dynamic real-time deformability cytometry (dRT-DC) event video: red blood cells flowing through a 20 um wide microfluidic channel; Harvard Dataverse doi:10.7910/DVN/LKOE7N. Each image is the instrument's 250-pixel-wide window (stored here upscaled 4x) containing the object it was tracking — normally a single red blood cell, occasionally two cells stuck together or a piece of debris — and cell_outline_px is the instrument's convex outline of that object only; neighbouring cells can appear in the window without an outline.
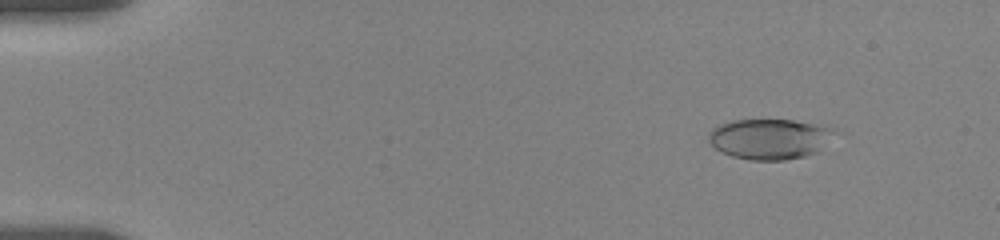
{"species": "human", "species_latin": "Homo sapiens", "temperature_condition": "room temperature", "stored_images_in_passage": 56, "camera_frame_rate_fps": 3000, "um_per_image_px": 0.085, "donor": {"sex": "female"}, "frame": {"image": 1, "passage_image": 7, "time_ms": 2.0, "image_size_px": [1000, 240], "cell_outline_px": [[836, 128], [816, 152], [804, 156], [784, 160], [748, 160], [732, 156], [716, 148], [708, 140], [708, 132], [712, 128], [720, 124], [732, 120], [792, 120], [828, 124]], "centroid_in_image_um": [65.4, 11.78], "position_along_channel_um": 19.6, "area_um2": 29.54}}
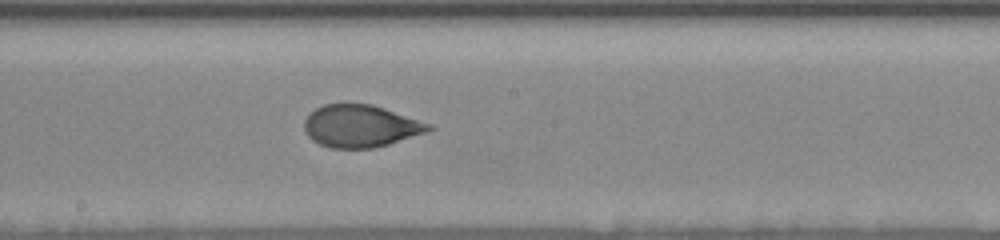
{"frame": {"image": 2, "passage_image": 32, "time_ms": 10.333, "image_size_px": [1000, 240], "cell_outline_px": [[436, 128], [376, 148], [332, 148], [320, 144], [312, 140], [304, 132], [304, 120], [316, 108], [324, 104], [372, 104], [432, 124]], "centroid_in_image_um": [30.63, 10.72], "position_along_channel_um": 217.6, "area_um2": 30.46}}
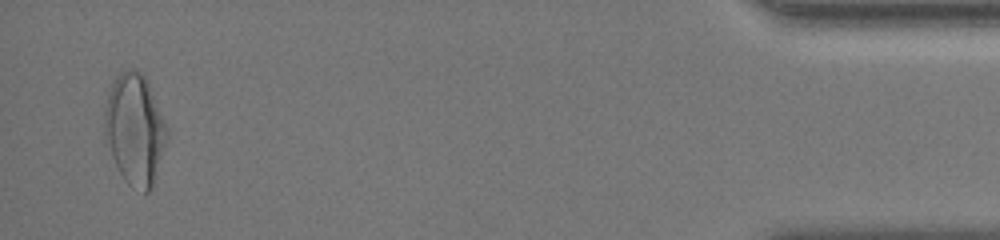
{"frame": {"image": 3, "passage_image": 55, "time_ms": 18.0, "image_size_px": [1000, 240], "cell_outline_px": [[168, 140], [152, 188], [148, 192], [144, 192], [128, 184], [124, 180], [112, 156], [104, 136], [104, 108], [108, 92], [116, 76], [120, 72], [128, 68], [136, 68], [148, 80], [168, 128]], "centroid_in_image_um": [11.47, 10.96], "position_along_channel_um": 423.7, "area_um2": 40.69}, "authors_computed_cell_mechanics": {"area_um2": 30.8074, "velocity_mm_per_s": 3.6334, "shape_relaxation_time_tau1_ms": 4.1693, "shape_relaxation_time_tau2_ms": 0.841, "deformation_change_tau1": 0.1533, "deformation_change_tau2": 0.061}}